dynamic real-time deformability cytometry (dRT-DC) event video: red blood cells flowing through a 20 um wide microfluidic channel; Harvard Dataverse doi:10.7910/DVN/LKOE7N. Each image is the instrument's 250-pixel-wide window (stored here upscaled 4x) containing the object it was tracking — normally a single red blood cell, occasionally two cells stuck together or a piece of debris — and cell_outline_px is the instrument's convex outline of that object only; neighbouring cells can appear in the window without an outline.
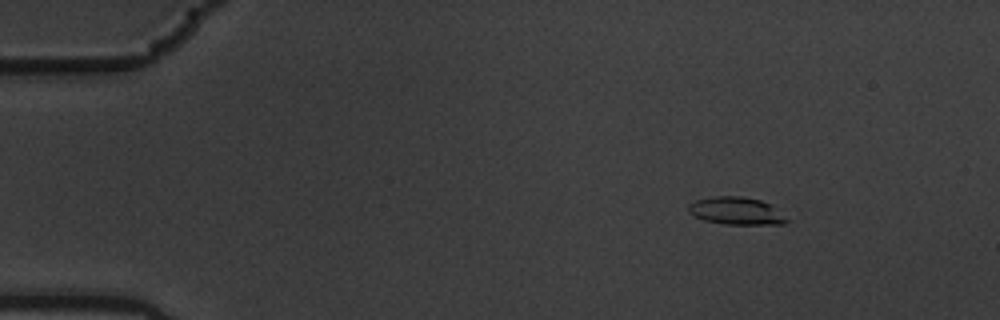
{"species": "common noctule bat (a hibernating species)", "species_latin": "Nyctalus noctula", "temperature_condition": "warm", "stored_images_in_passage": 51, "camera_frame_rate_fps": 3000, "um_per_image_px": 0.085, "animal": {"sex": "male", "body_mass_g": 19.5, "forearm_length_mm": 54.6}, "frame": {"image": 1, "passage_image": 1, "time_ms": 0.0, "image_size_px": [1000, 320], "cell_outline_px": [[788, 220], [784, 224], [724, 224], [704, 220], [688, 212], [688, 204], [696, 200], [712, 196], [740, 196], [760, 200], [772, 204]], "centroid_in_image_um": [62.57, 17.92], "position_along_channel_um": 22.4, "area_um2": 15.72}}
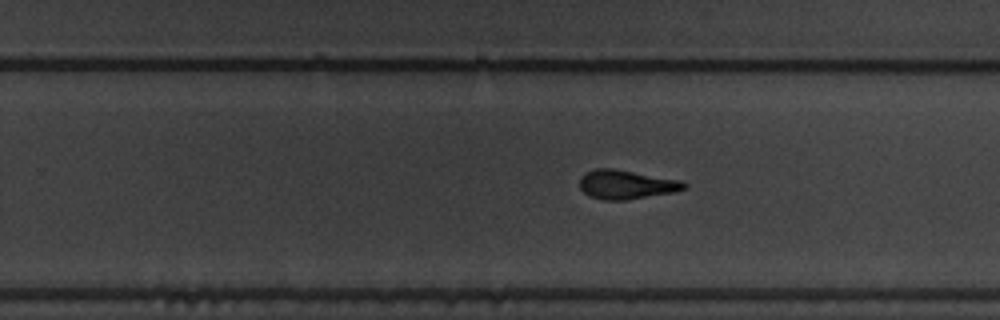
{"frame": {"image": 2, "passage_image": 30, "time_ms": 9.667, "image_size_px": [1000, 320], "cell_outline_px": [[688, 184], [684, 188], [676, 192], [624, 200], [604, 200], [588, 196], [580, 188], [580, 176], [596, 168], [612, 168], [680, 180]], "centroid_in_image_um": [53.22, 15.69], "position_along_channel_um": 276.6, "area_um2": 17.57}}
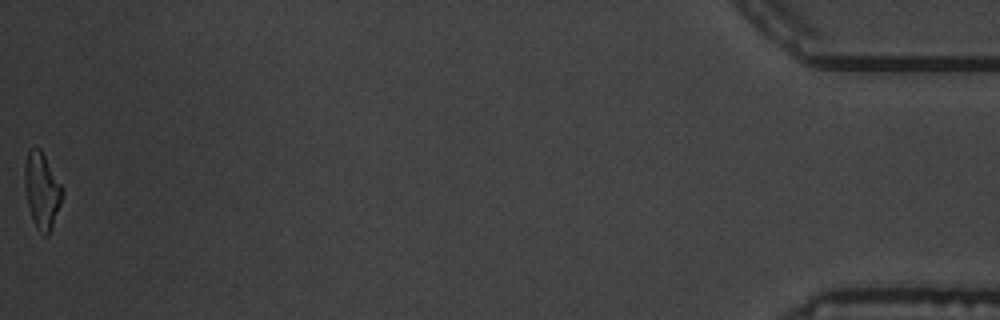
{"frame": {"image": 3, "passage_image": 51, "time_ms": 16.667, "image_size_px": [1000, 320], "cell_outline_px": [[64, 192], [60, 204], [48, 236], [44, 236], [36, 228], [32, 220], [28, 204], [24, 184], [24, 164], [28, 148], [40, 148], [64, 188]], "centroid_in_image_um": [3.55, 16.17], "position_along_channel_um": 431.6, "area_um2": 16.76}, "authors_computed_cell_mechanics": {"area_um2": 17.2244, "velocity_mm_per_s": 3.5534, "shape_relaxation_time_tau1_ms": 6.7875, "shape_relaxation_time_tau2_ms": 2.3192, "deformation_change_tau1": 0.2092, "deformation_change_tau2": 0.1162}}